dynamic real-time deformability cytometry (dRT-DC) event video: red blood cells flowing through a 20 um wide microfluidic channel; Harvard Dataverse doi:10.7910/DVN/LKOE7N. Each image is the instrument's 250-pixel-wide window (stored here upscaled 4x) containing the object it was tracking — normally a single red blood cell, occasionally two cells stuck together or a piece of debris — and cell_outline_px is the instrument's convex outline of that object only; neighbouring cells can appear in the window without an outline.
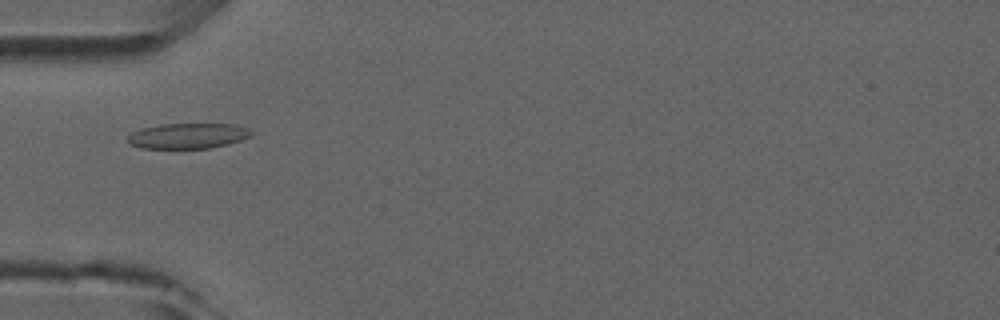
{"species": "common noctule bat (a hibernating species)", "species_latin": "Nyctalus noctula", "temperature_condition": "room temperature", "stored_images_in_passage": 2, "camera_frame_rate_fps": 3000, "um_per_image_px": 0.085, "animal": {"sex": "male", "forearm_length_mm": 52.5}, "frame": {"image": 1, "passage_image": 2, "time_ms": 1.0, "image_size_px": [1000, 320], "cell_outline_px": [[252, 132], [248, 136], [240, 140], [228, 144], [212, 148], [140, 148], [128, 144], [128, 136], [132, 132], [144, 128], [160, 124], [236, 124]], "centroid_in_image_um": [15.92, 11.55], "position_along_channel_um": 69.1, "area_um2": 18.09}}